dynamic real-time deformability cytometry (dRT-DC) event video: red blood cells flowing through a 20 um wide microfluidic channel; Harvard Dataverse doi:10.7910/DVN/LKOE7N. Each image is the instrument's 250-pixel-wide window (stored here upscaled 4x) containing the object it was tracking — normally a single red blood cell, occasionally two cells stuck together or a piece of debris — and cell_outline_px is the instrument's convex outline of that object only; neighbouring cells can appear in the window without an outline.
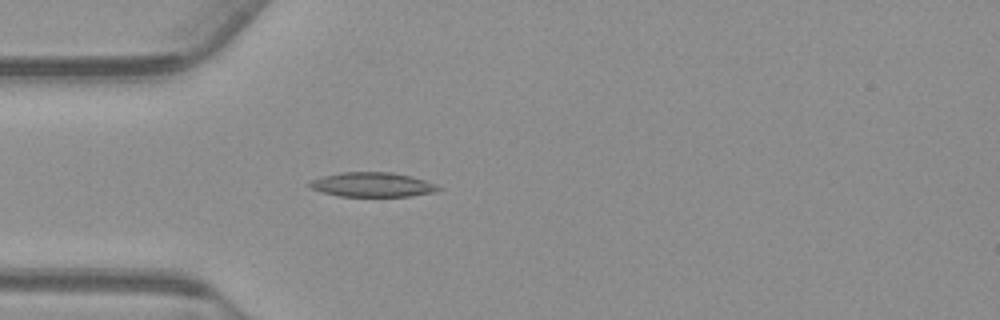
{"species": "common noctule bat (a hibernating species)", "species_latin": "Nyctalus noctula", "temperature_condition": "warm", "stored_images_in_passage": 18, "camera_frame_rate_fps": 3000, "um_per_image_px": 0.085, "animal": {"sex": "male", "body_mass_g": 23.1, "forearm_length_mm": 52.7}, "frame": {"image": 1, "passage_image": 15, "time_ms": 4.667, "image_size_px": [1000, 320], "cell_outline_px": [[444, 188], [436, 192], [408, 196], [340, 196], [324, 192], [312, 188], [308, 184], [312, 180], [320, 176], [340, 172], [392, 172], [412, 176], [424, 180]], "centroid_in_image_um": [31.68, 15.68], "position_along_channel_um": 53.3, "area_um2": 18.32}}